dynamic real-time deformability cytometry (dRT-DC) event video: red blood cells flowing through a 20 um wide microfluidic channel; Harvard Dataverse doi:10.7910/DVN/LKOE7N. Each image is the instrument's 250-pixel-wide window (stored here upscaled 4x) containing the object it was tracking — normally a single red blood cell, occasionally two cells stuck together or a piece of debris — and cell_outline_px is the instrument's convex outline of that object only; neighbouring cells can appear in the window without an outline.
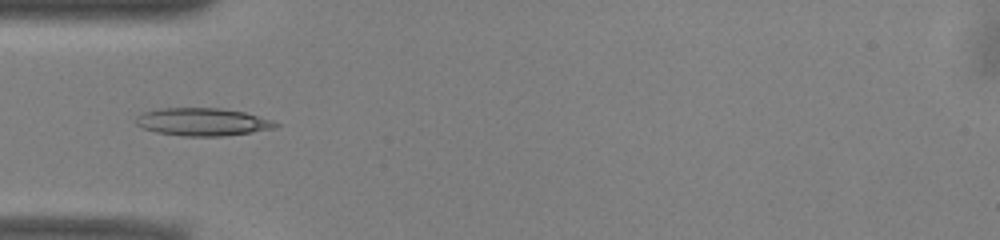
{"species": "common noctule bat (a hibernating species)", "species_latin": "Nyctalus noctula", "temperature_condition": "warm", "stored_images_in_passage": 53, "camera_frame_rate_fps": 3000, "um_per_image_px": 0.085, "animal": {"sex": "male", "body_mass_g": 13.0, "forearm_length_mm": 53.1}, "frame": {"image": 1, "passage_image": 17, "time_ms": 5.333, "image_size_px": [1000, 240], "cell_outline_px": [[280, 124], [276, 128], [252, 132], [224, 136], [184, 136], [156, 132], [144, 128], [136, 124], [136, 116], [144, 112], [160, 108], [220, 108], [244, 112], [272, 120]], "centroid_in_image_um": [17.23, 10.36], "position_along_channel_um": 67.8, "area_um2": 22.54}}
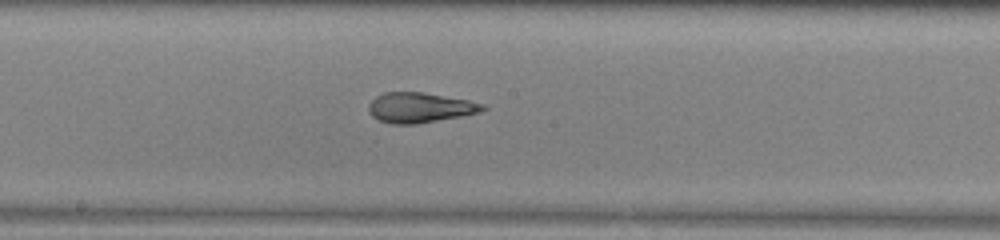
{"frame": {"image": 2, "passage_image": 28, "time_ms": 9.0, "image_size_px": [1000, 240], "cell_outline_px": [[488, 108], [480, 112], [460, 116], [416, 124], [392, 124], [380, 120], [372, 116], [368, 112], [368, 104], [376, 96], [384, 92], [424, 92], [468, 100], [484, 104]], "centroid_in_image_um": [35.67, 9.14], "position_along_channel_um": 212.5, "area_um2": 20.0}}
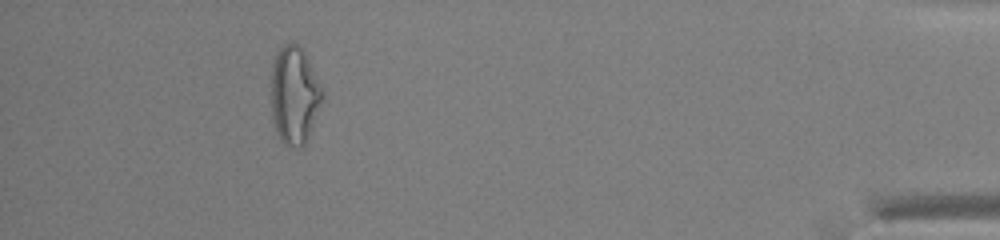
{"frame": {"image": 3, "passage_image": 48, "time_ms": 15.667, "image_size_px": [1000, 240], "cell_outline_px": [[324, 100], [308, 136], [304, 144], [300, 148], [288, 148], [280, 140], [276, 132], [272, 120], [272, 64], [276, 48], [292, 40], [304, 48], [324, 92]], "centroid_in_image_um": [25.03, 8.05], "position_along_channel_um": 410.2, "area_um2": 30.0}, "authors_computed_cell_mechanics": {"area_um2": 22.0796, "velocity_mm_per_s": 3.9353, "shape_relaxation_time_tau1_ms": null, "shape_relaxation_time_tau2_ms": 0.8562, "deformation_change_tau1": null, "deformation_change_tau2": 0.0744}}